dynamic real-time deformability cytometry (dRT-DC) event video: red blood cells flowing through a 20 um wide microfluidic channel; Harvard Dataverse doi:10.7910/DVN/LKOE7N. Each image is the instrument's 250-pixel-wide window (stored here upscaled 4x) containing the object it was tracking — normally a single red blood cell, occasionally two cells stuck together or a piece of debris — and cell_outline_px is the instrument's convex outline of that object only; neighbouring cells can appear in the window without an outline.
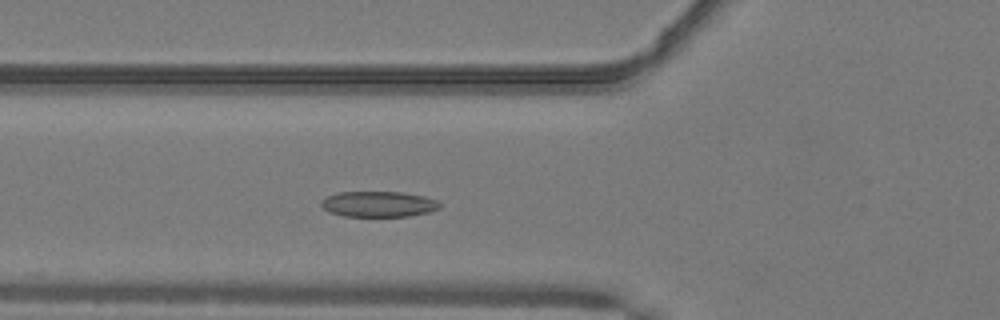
{"species": "common noctule bat (a hibernating species)", "species_latin": "Nyctalus noctula", "temperature_condition": "warm", "stored_images_in_passage": 35, "camera_frame_rate_fps": 3000, "um_per_image_px": 0.085, "animal": {"sex": "male", "body_mass_g": 19.2, "forearm_length_mm": 51.8}, "frame": {"image": 1, "passage_image": 3, "time_ms": 0.667, "image_size_px": [1000, 320], "cell_outline_px": [[440, 208], [428, 212], [408, 216], [344, 216], [328, 212], [320, 204], [320, 200], [328, 196], [340, 192], [404, 192], [424, 196], [436, 200], [440, 204]], "centroid_in_image_um": [32.16, 17.34], "position_along_channel_um": 93.6, "area_um2": 17.69}}
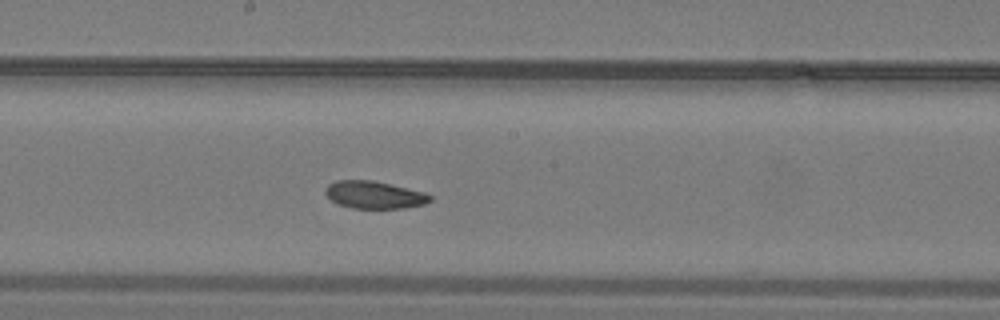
{"frame": {"image": 2, "passage_image": 12, "time_ms": 3.667, "image_size_px": [1000, 320], "cell_outline_px": [[432, 200], [424, 204], [404, 208], [352, 208], [340, 204], [332, 200], [324, 192], [328, 184], [336, 180], [372, 180], [424, 192], [432, 196]], "centroid_in_image_um": [31.82, 16.56], "position_along_channel_um": 216.4, "area_um2": 16.59}}
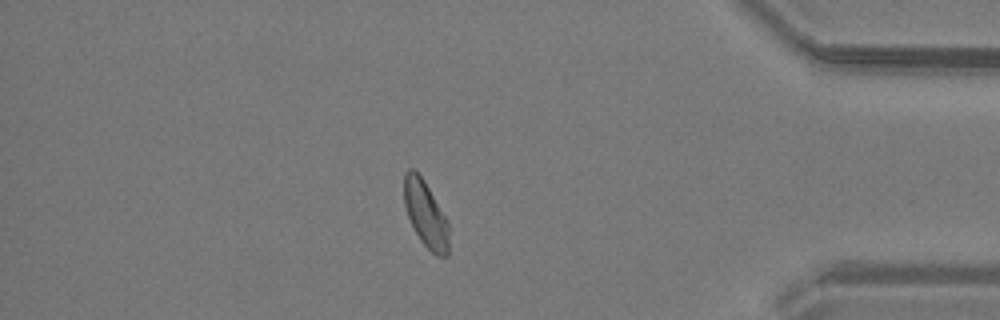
{"frame": {"image": 3, "passage_image": 28, "time_ms": 9.0, "image_size_px": [1000, 320], "cell_outline_px": [[448, 256], [436, 256], [420, 240], [408, 216], [404, 204], [404, 172], [408, 168], [412, 168], [424, 180], [444, 216], [448, 224]], "centroid_in_image_um": [36.16, 18.19], "position_along_channel_um": 399.0, "area_um2": 16.88}, "authors_computed_cell_mechanics": {"area_um2": 17.5712, "velocity_mm_per_s": 4.0656, "shape_relaxation_time_tau1_ms": 10.2364, "shape_relaxation_time_tau2_ms": 3.3155, "deformation_change_tau1": 0.1785, "deformation_change_tau2": 0.0852}}